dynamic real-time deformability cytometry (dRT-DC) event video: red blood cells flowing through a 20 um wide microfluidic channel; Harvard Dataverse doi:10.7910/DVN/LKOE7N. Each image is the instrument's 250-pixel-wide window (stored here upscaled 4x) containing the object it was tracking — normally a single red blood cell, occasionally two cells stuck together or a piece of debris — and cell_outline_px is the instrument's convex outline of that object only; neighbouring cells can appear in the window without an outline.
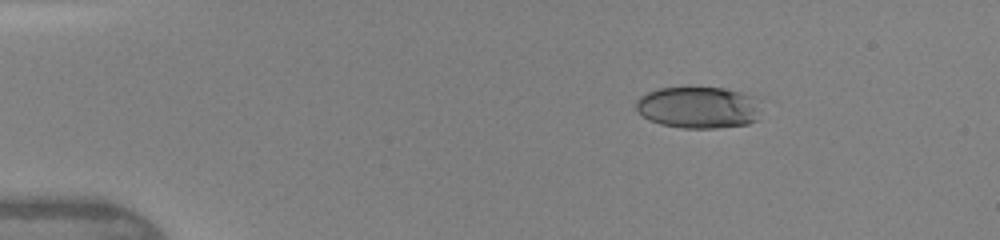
{"species": "human", "species_latin": "Homo sapiens", "temperature_condition": "warm", "stored_images_in_passage": 43, "camera_frame_rate_fps": 3000, "um_per_image_px": 0.085, "donor": {"sex": "female"}, "frame": {"image": 1, "passage_image": 4, "time_ms": 1.0, "image_size_px": [1000, 240], "cell_outline_px": [[756, 120], [748, 124], [716, 128], [680, 128], [660, 124], [648, 120], [636, 112], [636, 100], [640, 96], [648, 92], [660, 88], [688, 84], [724, 88], [756, 96]], "centroid_in_image_um": [59.27, 9.09], "position_along_channel_um": 25.7, "area_um2": 31.21}}
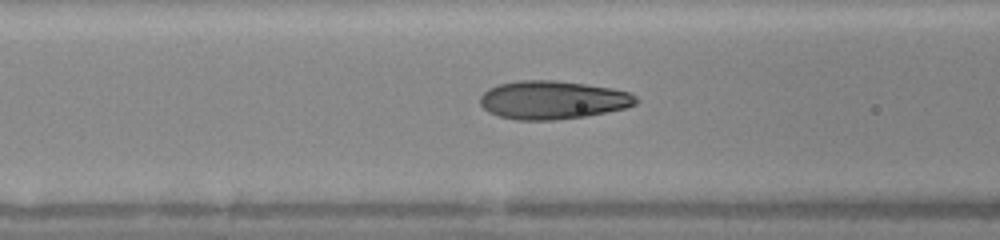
{"frame": {"image": 2, "passage_image": 16, "time_ms": 5.0, "image_size_px": [1000, 240], "cell_outline_px": [[640, 100], [636, 104], [628, 108], [584, 116], [552, 120], [516, 120], [500, 116], [488, 112], [480, 104], [480, 96], [488, 88], [500, 84], [520, 80], [556, 80], [612, 88], [632, 92]], "centroid_in_image_um": [47.01, 8.49], "position_along_channel_um": 119.6, "area_um2": 34.97}}
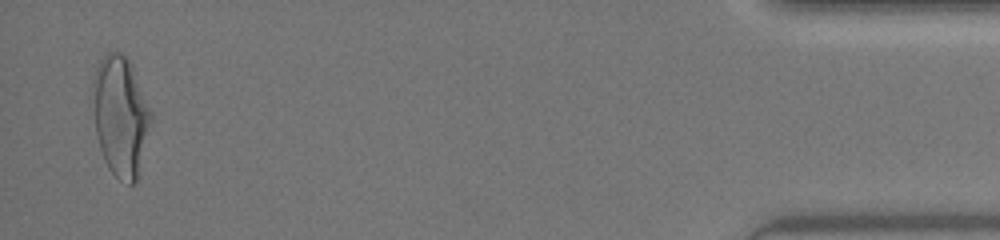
{"frame": {"image": 3, "passage_image": 42, "time_ms": 13.667, "image_size_px": [1000, 240], "cell_outline_px": [[152, 116], [136, 180], [132, 184], [128, 184], [116, 176], [108, 168], [104, 160], [100, 148], [96, 132], [92, 84], [92, 80], [96, 68], [100, 60], [108, 52], [120, 52], [132, 64], [152, 112]], "centroid_in_image_um": [10.24, 9.82], "position_along_channel_um": 425.0, "area_um2": 40.11}, "authors_computed_cell_mechanics": {"area_um2": 33.813, "velocity_mm_per_s": 4.3891, "shape_relaxation_time_tau1_ms": 7.5728, "shape_relaxation_time_tau2_ms": 0.5973, "deformation_change_tau1": 0.2779, "deformation_change_tau2": 0.0596}}